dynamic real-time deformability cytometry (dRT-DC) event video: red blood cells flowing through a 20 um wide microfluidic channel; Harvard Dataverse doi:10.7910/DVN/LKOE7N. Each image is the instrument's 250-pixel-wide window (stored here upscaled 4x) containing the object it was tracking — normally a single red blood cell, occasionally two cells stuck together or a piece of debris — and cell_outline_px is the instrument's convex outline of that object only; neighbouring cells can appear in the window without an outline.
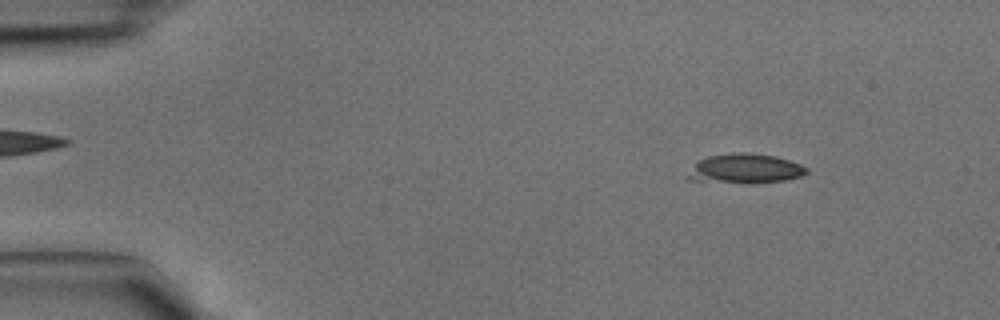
{"species": "common noctule bat (a hibernating species)", "species_latin": "Nyctalus noctula", "temperature_condition": "cold", "stored_images_in_passage": 13, "camera_frame_rate_fps": 3000, "um_per_image_px": 0.085, "animal": {"sex": "male", "body_mass_g": 15.6}, "frame": {"image": 1, "passage_image": 5, "time_ms": 1.333, "image_size_px": [1000, 320], "cell_outline_px": [[808, 172], [800, 176], [784, 180], [688, 180], [684, 176], [700, 160], [708, 156], [736, 152], [744, 152], [776, 156], [800, 164], [808, 168]], "centroid_in_image_um": [63.34, 14.27], "position_along_channel_um": 21.7, "area_um2": 19.19}}